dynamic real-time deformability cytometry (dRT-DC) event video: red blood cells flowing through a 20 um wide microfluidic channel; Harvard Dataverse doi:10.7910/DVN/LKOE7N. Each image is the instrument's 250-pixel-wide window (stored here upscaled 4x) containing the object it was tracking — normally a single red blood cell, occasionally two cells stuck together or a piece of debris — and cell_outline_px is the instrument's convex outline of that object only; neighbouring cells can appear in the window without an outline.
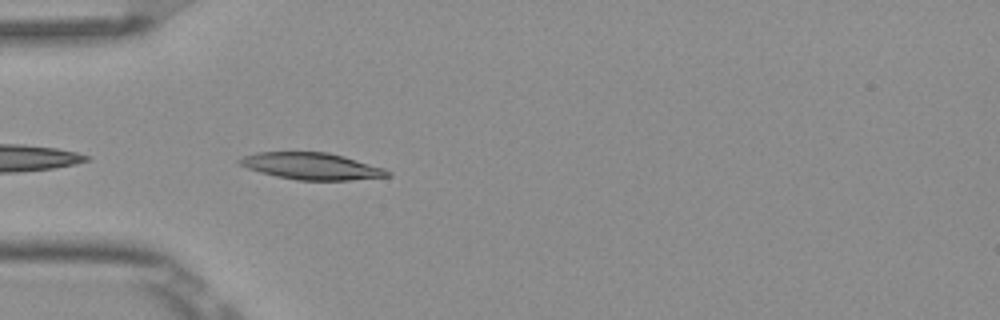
{"species": "Egyptian fruit bat (a non-hibernating species)", "species_latin": "Rousettus aegyptiacus", "temperature_condition": "room temperature", "stored_images_in_passage": 4, "camera_frame_rate_fps": 3000, "um_per_image_px": 0.085, "frame": {"image": 1, "passage_image": 4, "time_ms": 1.0, "image_size_px": [1000, 320], "cell_outline_px": [[392, 176], [348, 180], [296, 180], [276, 176], [260, 172], [248, 168], [240, 164], [236, 160], [244, 156], [256, 152], [328, 152], [344, 156], [384, 168], [392, 172]], "centroid_in_image_um": [26.5, 14.12], "position_along_channel_um": 58.5, "area_um2": 23.06}}